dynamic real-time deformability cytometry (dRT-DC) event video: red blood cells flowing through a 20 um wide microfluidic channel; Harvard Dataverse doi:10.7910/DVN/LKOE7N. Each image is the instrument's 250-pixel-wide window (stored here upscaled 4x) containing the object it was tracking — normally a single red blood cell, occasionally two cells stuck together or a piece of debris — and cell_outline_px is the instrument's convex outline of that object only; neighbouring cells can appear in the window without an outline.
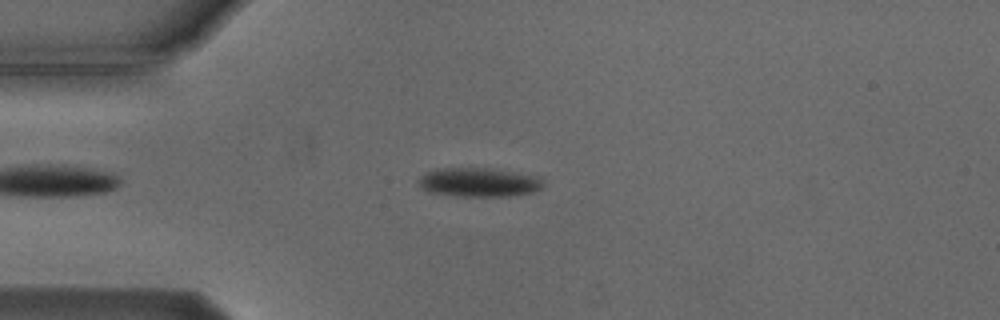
{"species": "Egyptian fruit bat (a non-hibernating species)", "species_latin": "Rousettus aegyptiacus", "temperature_condition": "cold", "stored_images_in_passage": 8, "camera_frame_rate_fps": 3000, "um_per_image_px": 0.085, "animal": {"sex": "male"}, "frame": {"image": 1, "passage_image": 3, "time_ms": 3.667, "image_size_px": [1000, 320], "cell_outline_px": [[544, 184], [540, 188], [532, 192], [508, 196], [456, 196], [432, 192], [424, 188], [416, 180], [424, 172], [436, 168], [488, 168], [544, 176]], "centroid_in_image_um": [40.74, 15.47], "position_along_channel_um": 44.3, "area_um2": 21.27}}
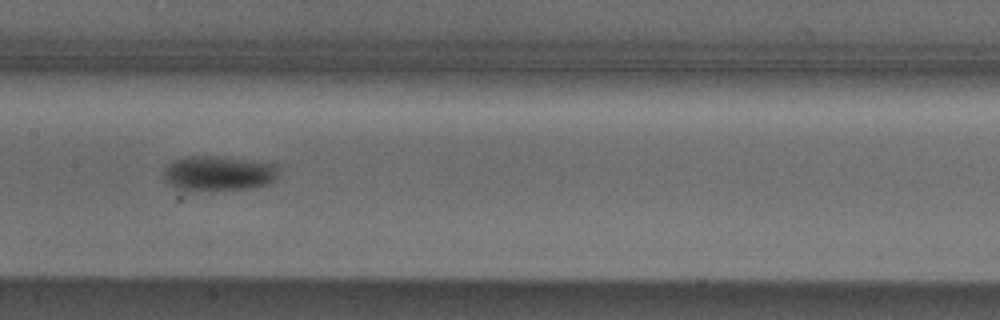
{"frame": {"image": 2, "passage_image": 7, "time_ms": 8.0, "image_size_px": [1000, 320], "cell_outline_px": [[280, 164], [276, 176], [268, 184], [252, 188], [192, 192], [176, 188], [168, 184], [164, 180], [164, 168], [172, 160], [184, 156], [216, 156]], "centroid_in_image_um": [18.52, 14.75], "position_along_channel_um": 188.9, "area_um2": 23.93}}
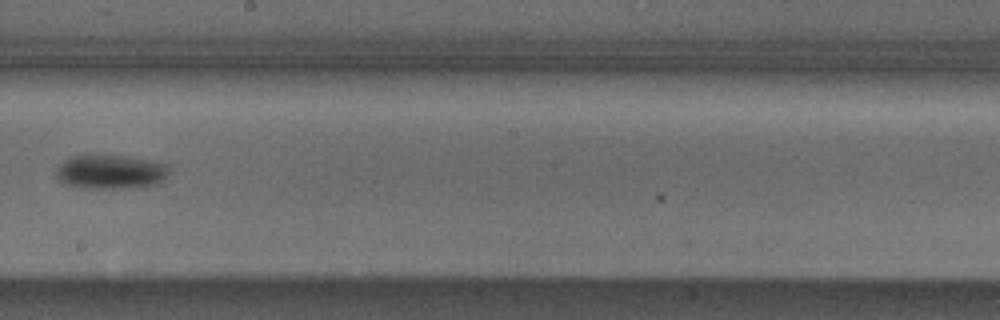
{"frame": {"image": 3, "passage_image": 8, "time_ms": 9.333, "image_size_px": [1000, 320], "cell_outline_px": [[172, 168], [168, 176], [156, 184], [132, 188], [80, 188], [64, 184], [56, 180], [56, 168], [64, 160], [72, 156], [88, 152], [92, 152], [128, 156], [156, 160], [168, 164]], "centroid_in_image_um": [9.4, 14.56], "position_along_channel_um": 238.8, "area_um2": 23.81}}